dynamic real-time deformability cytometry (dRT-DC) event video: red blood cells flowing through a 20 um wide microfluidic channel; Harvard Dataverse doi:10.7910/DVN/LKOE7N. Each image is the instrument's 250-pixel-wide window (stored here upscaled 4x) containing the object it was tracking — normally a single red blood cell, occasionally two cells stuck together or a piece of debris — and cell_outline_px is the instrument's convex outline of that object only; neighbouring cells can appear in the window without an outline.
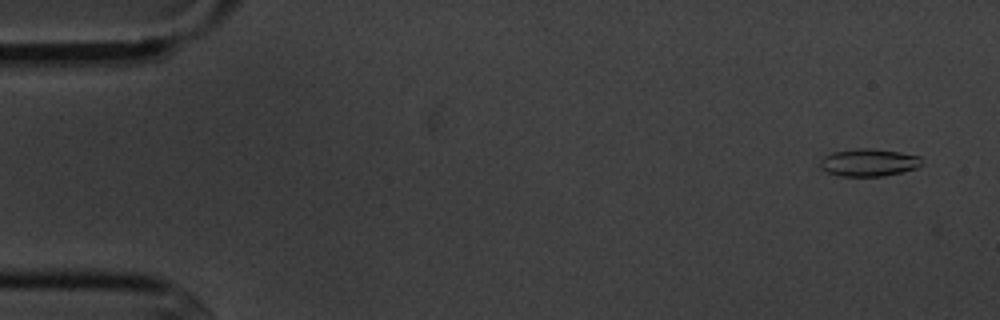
{"species": "common noctule bat (a hibernating species)", "species_latin": "Nyctalus noctula", "temperature_condition": "cold", "stored_images_in_passage": 6, "camera_frame_rate_fps": 3000, "um_per_image_px": 0.085, "animal": {"sex": "male", "body_mass_g": 20.1, "forearm_length_mm": 53.5}, "frame": {"image": 1, "passage_image": 1, "time_ms": 0.0, "image_size_px": [1000, 320], "cell_outline_px": [[920, 164], [916, 168], [884, 176], [840, 176], [828, 172], [820, 168], [820, 160], [824, 156], [832, 152], [856, 148], [868, 148], [900, 152], [920, 156]], "centroid_in_image_um": [73.8, 13.81], "position_along_channel_um": 11.2, "area_um2": 16.18}}
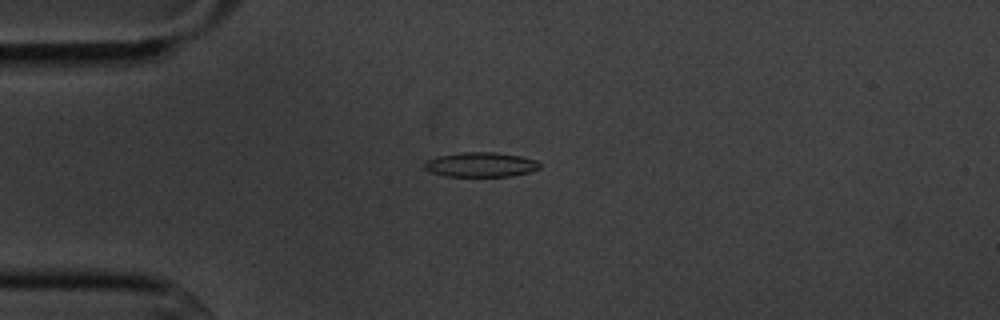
{"frame": {"image": 2, "passage_image": 4, "time_ms": 3.667, "image_size_px": [1000, 320], "cell_outline_px": [[540, 168], [528, 172], [512, 176], [444, 176], [428, 172], [424, 168], [424, 164], [428, 160], [436, 156], [464, 152], [492, 152], [520, 156], [540, 160]], "centroid_in_image_um": [40.86, 13.99], "position_along_channel_um": 44.1, "area_um2": 16.65}}
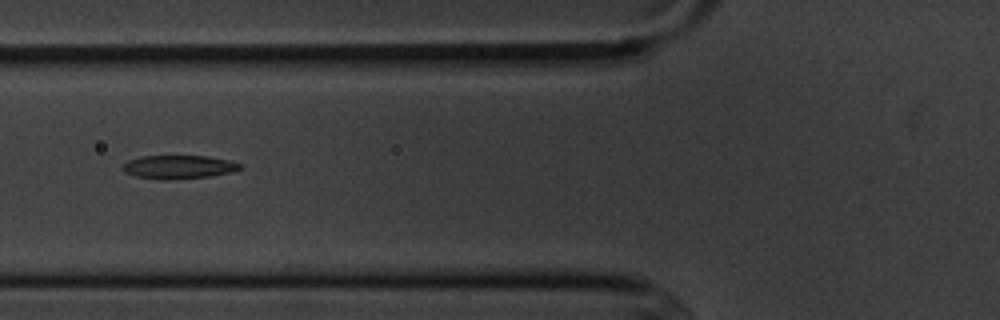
{"frame": {"image": 3, "passage_image": 6, "time_ms": 6.0, "image_size_px": [1000, 320], "cell_outline_px": [[244, 168], [232, 172], [212, 176], [168, 180], [160, 180], [136, 176], [124, 172], [124, 164], [128, 160], [140, 156], [208, 156], [228, 160], [244, 164]], "centroid_in_image_um": [15.24, 14.2], "position_along_channel_um": 110.6, "area_um2": 16.24}}